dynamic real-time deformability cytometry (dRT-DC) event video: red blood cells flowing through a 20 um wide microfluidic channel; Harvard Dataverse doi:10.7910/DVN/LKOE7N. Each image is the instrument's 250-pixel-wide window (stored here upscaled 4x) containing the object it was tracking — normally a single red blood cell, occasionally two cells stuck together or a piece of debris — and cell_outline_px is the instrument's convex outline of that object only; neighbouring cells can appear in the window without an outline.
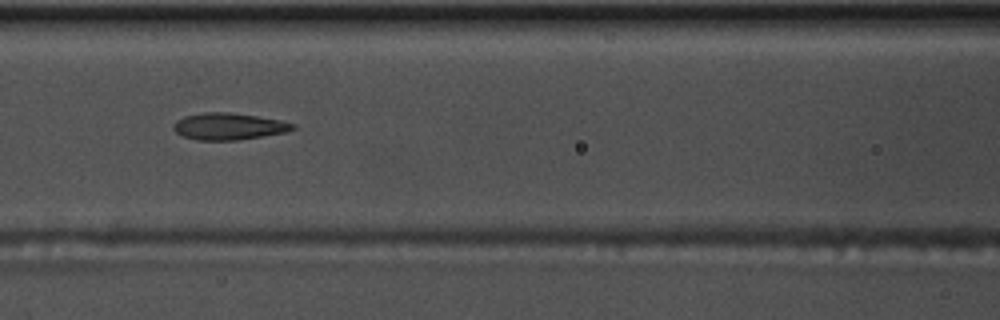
{"species": "common noctule bat (a hibernating species)", "species_latin": "Nyctalus noctula", "temperature_condition": "warm", "stored_images_in_passage": 54, "camera_frame_rate_fps": 3000, "um_per_image_px": 0.085, "animal": {"sex": "male", "body_mass_g": 17.5, "forearm_length_mm": 52.3}, "frame": {"image": 1, "passage_image": 23, "time_ms": 7.333, "image_size_px": [1000, 320], "cell_outline_px": [[296, 128], [284, 132], [264, 136], [236, 140], [196, 140], [184, 136], [176, 132], [172, 128], [172, 124], [176, 120], [184, 116], [204, 112], [228, 112], [256, 116], [280, 120], [296, 124]], "centroid_in_image_um": [19.41, 10.74], "position_along_channel_um": 147.2, "area_um2": 18.61}}
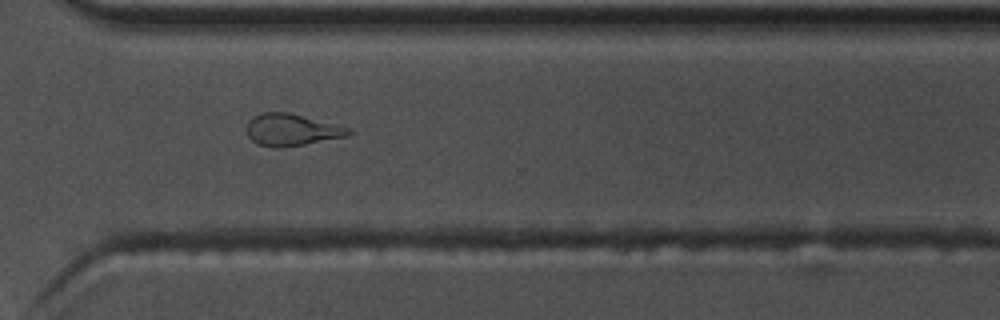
{"frame": {"image": 2, "passage_image": 39, "time_ms": 12.667, "image_size_px": [1000, 320], "cell_outline_px": [[352, 132], [348, 136], [304, 144], [280, 148], [272, 148], [256, 144], [248, 136], [244, 128], [248, 120], [252, 116], [260, 112], [288, 112], [352, 128]], "centroid_in_image_um": [24.73, 11.03], "position_along_channel_um": 345.9, "area_um2": 19.31}}
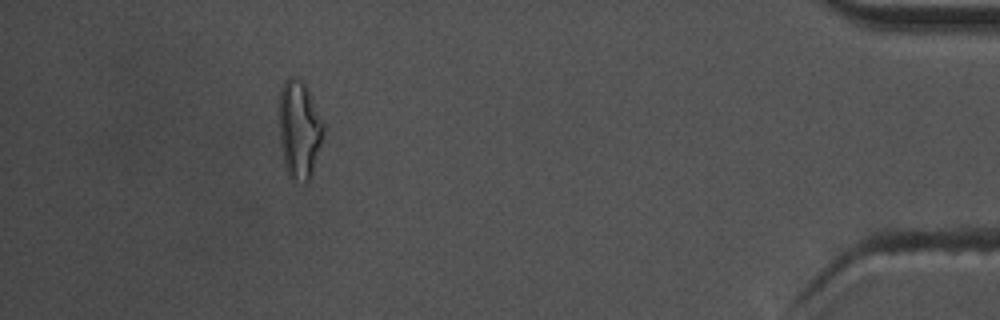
{"frame": {"image": 3, "passage_image": 49, "time_ms": 16.0, "image_size_px": [1000, 320], "cell_outline_px": [[324, 136], [312, 176], [304, 184], [292, 180], [288, 176], [280, 144], [280, 88], [284, 80], [288, 76], [300, 76], [324, 124]], "centroid_in_image_um": [25.45, 11.04], "position_along_channel_um": 409.8, "area_um2": 25.49}, "authors_computed_cell_mechanics": {"area_um2": 19.0162, "velocity_mm_per_s": 3.7357, "shape_relaxation_time_tau1_ms": null, "shape_relaxation_time_tau2_ms": 2.67, "deformation_change_tau1": null, "deformation_change_tau2": 0.1242}}